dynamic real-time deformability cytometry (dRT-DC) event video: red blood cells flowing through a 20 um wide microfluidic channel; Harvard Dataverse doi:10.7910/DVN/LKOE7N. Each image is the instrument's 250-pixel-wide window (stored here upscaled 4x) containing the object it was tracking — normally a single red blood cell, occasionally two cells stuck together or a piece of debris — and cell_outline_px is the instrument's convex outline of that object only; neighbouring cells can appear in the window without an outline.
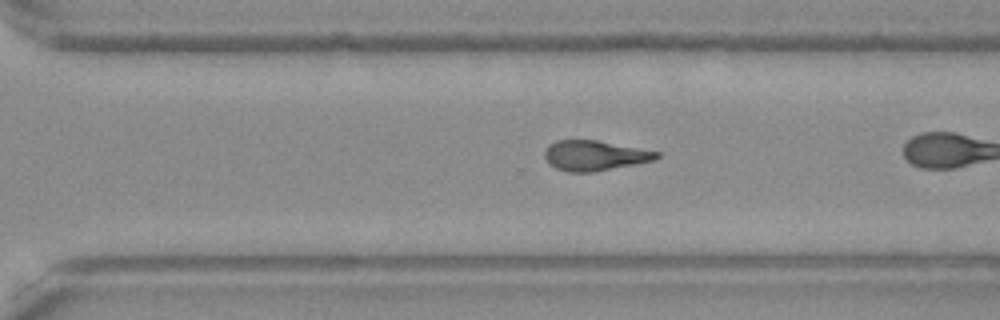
{"species": "Egyptian fruit bat (a non-hibernating species)", "species_latin": "Rousettus aegyptiacus", "temperature_condition": "warm", "stored_images_in_passage": 37, "camera_frame_rate_fps": 3000, "um_per_image_px": 0.085, "frame": {"image": 1, "passage_image": 32, "time_ms": 10.333, "image_size_px": [1000, 320], "cell_outline_px": [[660, 156], [652, 160], [636, 164], [592, 172], [568, 172], [556, 168], [548, 164], [544, 156], [544, 152], [548, 144], [556, 140], [596, 140], [660, 152]], "centroid_in_image_um": [50.49, 13.22], "position_along_channel_um": 320.1, "area_um2": 19.59}}